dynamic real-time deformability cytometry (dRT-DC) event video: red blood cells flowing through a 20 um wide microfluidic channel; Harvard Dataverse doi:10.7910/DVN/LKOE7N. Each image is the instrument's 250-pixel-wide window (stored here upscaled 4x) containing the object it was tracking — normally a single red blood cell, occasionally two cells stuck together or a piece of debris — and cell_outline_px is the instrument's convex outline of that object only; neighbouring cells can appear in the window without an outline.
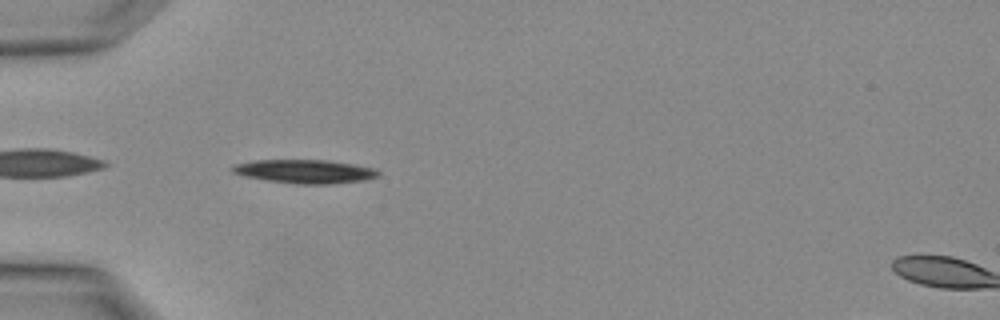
{"species": "Egyptian fruit bat (a non-hibernating species)", "species_latin": "Rousettus aegyptiacus", "temperature_condition": "warm", "stored_images_in_passage": 2, "segment_of_instrument_passage": [1, 2], "camera_frame_rate_fps": 3000, "um_per_image_px": 0.085, "animal": {"sex": "female"}, "frame": {"image": 1, "passage_image": 1, "time_ms": 0.0, "image_size_px": [1000, 320], "cell_outline_px": [[380, 176], [364, 180], [328, 184], [296, 184], [268, 180], [244, 176], [232, 172], [232, 168], [236, 164], [256, 160], [328, 160], [376, 168], [380, 172]], "centroid_in_image_um": [25.96, 14.57], "position_along_channel_um": 59.0, "area_um2": 20.0}}